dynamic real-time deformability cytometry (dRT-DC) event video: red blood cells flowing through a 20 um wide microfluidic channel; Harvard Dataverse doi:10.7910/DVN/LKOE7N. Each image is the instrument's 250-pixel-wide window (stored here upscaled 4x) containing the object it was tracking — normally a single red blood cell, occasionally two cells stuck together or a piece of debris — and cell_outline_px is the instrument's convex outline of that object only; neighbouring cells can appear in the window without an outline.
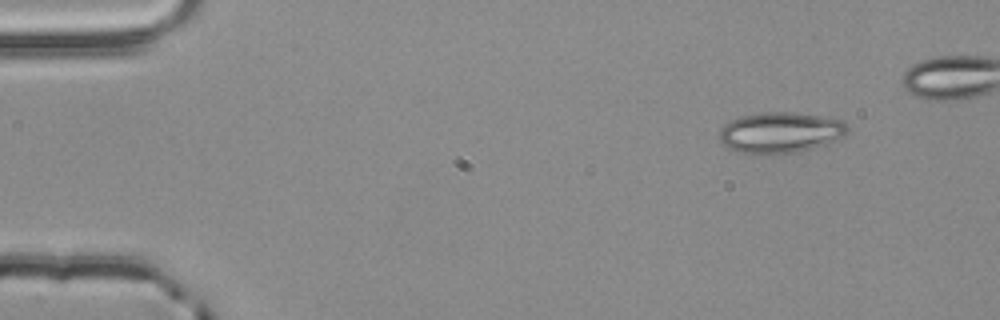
{"species": "common noctule bat (a hibernating species)", "species_latin": "Nyctalus noctula", "temperature_condition": "room temperature", "stored_images_in_passage": 44, "camera_frame_rate_fps": 3000, "um_per_image_px": 0.085, "animal": {"sex": "male", "body_mass_g": 20.4}, "frame": {"image": 1, "passage_image": 1, "time_ms": 0.0, "image_size_px": [1000, 320], "cell_outline_px": [[848, 132], [844, 136], [828, 144], [796, 152], [760, 156], [736, 152], [724, 148], [720, 140], [720, 128], [724, 124], [740, 116], [764, 112], [792, 112], [824, 116], [844, 120], [848, 128]], "centroid_in_image_um": [66.31, 11.29], "position_along_channel_um": 18.7, "area_um2": 31.27}}
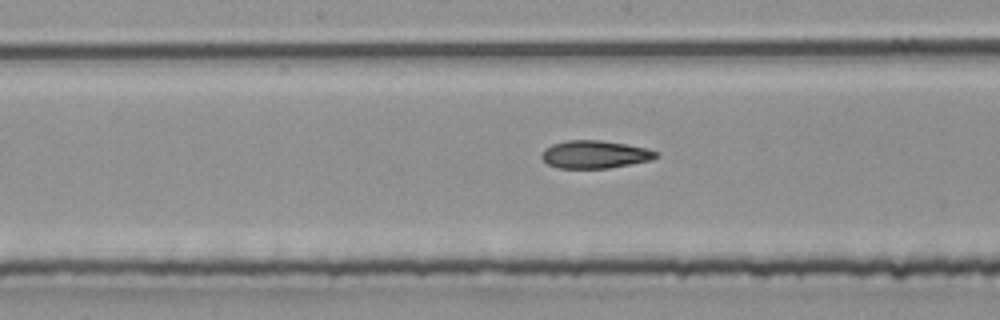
{"frame": {"image": 2, "passage_image": 23, "time_ms": 7.333, "image_size_px": [1000, 320], "cell_outline_px": [[656, 156], [652, 160], [608, 168], [556, 168], [548, 164], [540, 156], [544, 148], [552, 144], [568, 140], [600, 140], [648, 148], [656, 152]], "centroid_in_image_um": [50.52, 13.12], "position_along_channel_um": 197.7, "area_um2": 18.44}}
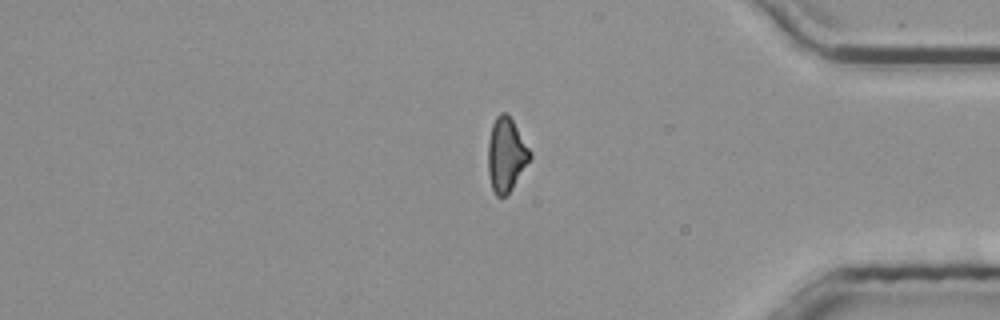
{"frame": {"image": 3, "passage_image": 40, "time_ms": 13.0, "image_size_px": [1000, 320], "cell_outline_px": [[532, 156], [512, 188], [504, 196], [496, 196], [492, 188], [488, 176], [488, 140], [492, 124], [496, 116], [500, 112], [504, 112], [512, 120], [532, 152]], "centroid_in_image_um": [43.01, 13.14], "position_along_channel_um": 392.2, "area_um2": 17.92}, "authors_computed_cell_mechanics": {"area_um2": 19.074, "velocity_mm_per_s": 3.8764, "shape_relaxation_time_tau1_ms": 5.7372, "shape_relaxation_time_tau2_ms": 2.0393, "deformation_change_tau1": 0.1464, "deformation_change_tau2": 0.0936}}